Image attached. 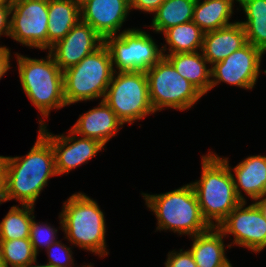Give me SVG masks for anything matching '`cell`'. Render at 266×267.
<instances>
[{"label":"cell","instance_id":"obj_4","mask_svg":"<svg viewBox=\"0 0 266 267\" xmlns=\"http://www.w3.org/2000/svg\"><path fill=\"white\" fill-rule=\"evenodd\" d=\"M21 87L41 117L39 127L46 125L51 110L66 107L63 71L48 52L46 58H30L15 53Z\"/></svg>","mask_w":266,"mask_h":267},{"label":"cell","instance_id":"obj_18","mask_svg":"<svg viewBox=\"0 0 266 267\" xmlns=\"http://www.w3.org/2000/svg\"><path fill=\"white\" fill-rule=\"evenodd\" d=\"M247 44L245 28L239 21L203 36L202 53L210 66L221 62Z\"/></svg>","mask_w":266,"mask_h":267},{"label":"cell","instance_id":"obj_13","mask_svg":"<svg viewBox=\"0 0 266 267\" xmlns=\"http://www.w3.org/2000/svg\"><path fill=\"white\" fill-rule=\"evenodd\" d=\"M38 131L51 143L54 154L56 172L58 175L68 174L70 171L87 164L97 153L105 150L99 141L82 137L69 129L68 135L52 134L47 124L40 126Z\"/></svg>","mask_w":266,"mask_h":267},{"label":"cell","instance_id":"obj_10","mask_svg":"<svg viewBox=\"0 0 266 267\" xmlns=\"http://www.w3.org/2000/svg\"><path fill=\"white\" fill-rule=\"evenodd\" d=\"M49 0H17L11 3L10 35L29 48L48 50Z\"/></svg>","mask_w":266,"mask_h":267},{"label":"cell","instance_id":"obj_15","mask_svg":"<svg viewBox=\"0 0 266 267\" xmlns=\"http://www.w3.org/2000/svg\"><path fill=\"white\" fill-rule=\"evenodd\" d=\"M130 12V0H88L80 7V20L89 24L104 40L121 33Z\"/></svg>","mask_w":266,"mask_h":267},{"label":"cell","instance_id":"obj_7","mask_svg":"<svg viewBox=\"0 0 266 267\" xmlns=\"http://www.w3.org/2000/svg\"><path fill=\"white\" fill-rule=\"evenodd\" d=\"M123 124L155 114L144 71L114 72L103 99Z\"/></svg>","mask_w":266,"mask_h":267},{"label":"cell","instance_id":"obj_12","mask_svg":"<svg viewBox=\"0 0 266 267\" xmlns=\"http://www.w3.org/2000/svg\"><path fill=\"white\" fill-rule=\"evenodd\" d=\"M264 53L247 43L221 62L211 66V90L221 82L252 90L257 83Z\"/></svg>","mask_w":266,"mask_h":267},{"label":"cell","instance_id":"obj_22","mask_svg":"<svg viewBox=\"0 0 266 267\" xmlns=\"http://www.w3.org/2000/svg\"><path fill=\"white\" fill-rule=\"evenodd\" d=\"M196 0L192 21L204 32L231 25L234 3L238 0Z\"/></svg>","mask_w":266,"mask_h":267},{"label":"cell","instance_id":"obj_16","mask_svg":"<svg viewBox=\"0 0 266 267\" xmlns=\"http://www.w3.org/2000/svg\"><path fill=\"white\" fill-rule=\"evenodd\" d=\"M230 169L234 179L235 192L241 201H246L245 195L255 201L266 196V156H248L235 167L229 165V158L221 157ZM242 191H244L242 193Z\"/></svg>","mask_w":266,"mask_h":267},{"label":"cell","instance_id":"obj_32","mask_svg":"<svg viewBox=\"0 0 266 267\" xmlns=\"http://www.w3.org/2000/svg\"><path fill=\"white\" fill-rule=\"evenodd\" d=\"M164 1L165 0H130V8L132 11L138 10L154 14Z\"/></svg>","mask_w":266,"mask_h":267},{"label":"cell","instance_id":"obj_9","mask_svg":"<svg viewBox=\"0 0 266 267\" xmlns=\"http://www.w3.org/2000/svg\"><path fill=\"white\" fill-rule=\"evenodd\" d=\"M156 43L141 28H127L118 35L104 39L114 72H146L163 57L161 47Z\"/></svg>","mask_w":266,"mask_h":267},{"label":"cell","instance_id":"obj_17","mask_svg":"<svg viewBox=\"0 0 266 267\" xmlns=\"http://www.w3.org/2000/svg\"><path fill=\"white\" fill-rule=\"evenodd\" d=\"M123 128L122 121L114 111L101 100L97 107L79 115L77 122L70 128L78 136L99 141L104 146Z\"/></svg>","mask_w":266,"mask_h":267},{"label":"cell","instance_id":"obj_34","mask_svg":"<svg viewBox=\"0 0 266 267\" xmlns=\"http://www.w3.org/2000/svg\"><path fill=\"white\" fill-rule=\"evenodd\" d=\"M5 202L4 198V176L3 170L0 164V205Z\"/></svg>","mask_w":266,"mask_h":267},{"label":"cell","instance_id":"obj_33","mask_svg":"<svg viewBox=\"0 0 266 267\" xmlns=\"http://www.w3.org/2000/svg\"><path fill=\"white\" fill-rule=\"evenodd\" d=\"M11 50L7 46L0 45V80L11 68Z\"/></svg>","mask_w":266,"mask_h":267},{"label":"cell","instance_id":"obj_36","mask_svg":"<svg viewBox=\"0 0 266 267\" xmlns=\"http://www.w3.org/2000/svg\"><path fill=\"white\" fill-rule=\"evenodd\" d=\"M36 264V265H35ZM26 267H53L51 265H48V264H44V265H38L37 264V260L32 262L31 264L27 265Z\"/></svg>","mask_w":266,"mask_h":267},{"label":"cell","instance_id":"obj_20","mask_svg":"<svg viewBox=\"0 0 266 267\" xmlns=\"http://www.w3.org/2000/svg\"><path fill=\"white\" fill-rule=\"evenodd\" d=\"M163 57L204 96L211 90V66L202 51L163 54Z\"/></svg>","mask_w":266,"mask_h":267},{"label":"cell","instance_id":"obj_6","mask_svg":"<svg viewBox=\"0 0 266 267\" xmlns=\"http://www.w3.org/2000/svg\"><path fill=\"white\" fill-rule=\"evenodd\" d=\"M111 56L103 43L78 64L63 71L64 99L67 106L105 97L113 75Z\"/></svg>","mask_w":266,"mask_h":267},{"label":"cell","instance_id":"obj_24","mask_svg":"<svg viewBox=\"0 0 266 267\" xmlns=\"http://www.w3.org/2000/svg\"><path fill=\"white\" fill-rule=\"evenodd\" d=\"M246 20L239 21L245 28L247 43L266 53V0H238Z\"/></svg>","mask_w":266,"mask_h":267},{"label":"cell","instance_id":"obj_21","mask_svg":"<svg viewBox=\"0 0 266 267\" xmlns=\"http://www.w3.org/2000/svg\"><path fill=\"white\" fill-rule=\"evenodd\" d=\"M48 50L80 21V7L72 0H49Z\"/></svg>","mask_w":266,"mask_h":267},{"label":"cell","instance_id":"obj_40","mask_svg":"<svg viewBox=\"0 0 266 267\" xmlns=\"http://www.w3.org/2000/svg\"><path fill=\"white\" fill-rule=\"evenodd\" d=\"M7 1H9L10 3H12V2L17 1V0H7Z\"/></svg>","mask_w":266,"mask_h":267},{"label":"cell","instance_id":"obj_1","mask_svg":"<svg viewBox=\"0 0 266 267\" xmlns=\"http://www.w3.org/2000/svg\"><path fill=\"white\" fill-rule=\"evenodd\" d=\"M5 202L35 206L50 178L58 176L51 143L38 131L37 140L24 156H2Z\"/></svg>","mask_w":266,"mask_h":267},{"label":"cell","instance_id":"obj_29","mask_svg":"<svg viewBox=\"0 0 266 267\" xmlns=\"http://www.w3.org/2000/svg\"><path fill=\"white\" fill-rule=\"evenodd\" d=\"M72 248L57 240L45 250L48 255L47 264L53 267H77L74 264ZM78 267H94V265L90 263Z\"/></svg>","mask_w":266,"mask_h":267},{"label":"cell","instance_id":"obj_11","mask_svg":"<svg viewBox=\"0 0 266 267\" xmlns=\"http://www.w3.org/2000/svg\"><path fill=\"white\" fill-rule=\"evenodd\" d=\"M246 205L247 201H242L218 228L225 238L233 235L230 247L236 245L260 253L266 249V219L254 201Z\"/></svg>","mask_w":266,"mask_h":267},{"label":"cell","instance_id":"obj_8","mask_svg":"<svg viewBox=\"0 0 266 267\" xmlns=\"http://www.w3.org/2000/svg\"><path fill=\"white\" fill-rule=\"evenodd\" d=\"M145 73L148 79L149 99L155 113L166 108L189 110L204 96L183 78L165 57Z\"/></svg>","mask_w":266,"mask_h":267},{"label":"cell","instance_id":"obj_37","mask_svg":"<svg viewBox=\"0 0 266 267\" xmlns=\"http://www.w3.org/2000/svg\"><path fill=\"white\" fill-rule=\"evenodd\" d=\"M75 4H77L79 7H81L84 3H86L88 0H72Z\"/></svg>","mask_w":266,"mask_h":267},{"label":"cell","instance_id":"obj_27","mask_svg":"<svg viewBox=\"0 0 266 267\" xmlns=\"http://www.w3.org/2000/svg\"><path fill=\"white\" fill-rule=\"evenodd\" d=\"M0 250L5 267H26L37 260L29 238L0 240Z\"/></svg>","mask_w":266,"mask_h":267},{"label":"cell","instance_id":"obj_30","mask_svg":"<svg viewBox=\"0 0 266 267\" xmlns=\"http://www.w3.org/2000/svg\"><path fill=\"white\" fill-rule=\"evenodd\" d=\"M164 265L165 267H197L189 249L168 252Z\"/></svg>","mask_w":266,"mask_h":267},{"label":"cell","instance_id":"obj_2","mask_svg":"<svg viewBox=\"0 0 266 267\" xmlns=\"http://www.w3.org/2000/svg\"><path fill=\"white\" fill-rule=\"evenodd\" d=\"M201 159V177L191 184L204 220L210 227H218L242 201L236 195L232 172L221 156L209 150Z\"/></svg>","mask_w":266,"mask_h":267},{"label":"cell","instance_id":"obj_31","mask_svg":"<svg viewBox=\"0 0 266 267\" xmlns=\"http://www.w3.org/2000/svg\"><path fill=\"white\" fill-rule=\"evenodd\" d=\"M10 13H11V3L4 0L0 4V37L10 35Z\"/></svg>","mask_w":266,"mask_h":267},{"label":"cell","instance_id":"obj_23","mask_svg":"<svg viewBox=\"0 0 266 267\" xmlns=\"http://www.w3.org/2000/svg\"><path fill=\"white\" fill-rule=\"evenodd\" d=\"M162 34L166 41L165 45L162 44L161 47L162 54L198 52L202 50L204 32L193 21L170 27Z\"/></svg>","mask_w":266,"mask_h":267},{"label":"cell","instance_id":"obj_38","mask_svg":"<svg viewBox=\"0 0 266 267\" xmlns=\"http://www.w3.org/2000/svg\"><path fill=\"white\" fill-rule=\"evenodd\" d=\"M0 267H5L4 263H3V258H2V255H1V250H0Z\"/></svg>","mask_w":266,"mask_h":267},{"label":"cell","instance_id":"obj_5","mask_svg":"<svg viewBox=\"0 0 266 267\" xmlns=\"http://www.w3.org/2000/svg\"><path fill=\"white\" fill-rule=\"evenodd\" d=\"M145 205L157 218L156 231H172L190 237L207 231L198 199L191 183L161 194L141 193Z\"/></svg>","mask_w":266,"mask_h":267},{"label":"cell","instance_id":"obj_35","mask_svg":"<svg viewBox=\"0 0 266 267\" xmlns=\"http://www.w3.org/2000/svg\"><path fill=\"white\" fill-rule=\"evenodd\" d=\"M260 208V210L262 211L265 219H266V196L260 198V199H257L254 201Z\"/></svg>","mask_w":266,"mask_h":267},{"label":"cell","instance_id":"obj_25","mask_svg":"<svg viewBox=\"0 0 266 267\" xmlns=\"http://www.w3.org/2000/svg\"><path fill=\"white\" fill-rule=\"evenodd\" d=\"M196 0H165L154 13L151 27L154 33H163L170 27L193 19Z\"/></svg>","mask_w":266,"mask_h":267},{"label":"cell","instance_id":"obj_39","mask_svg":"<svg viewBox=\"0 0 266 267\" xmlns=\"http://www.w3.org/2000/svg\"><path fill=\"white\" fill-rule=\"evenodd\" d=\"M225 267H233L231 263H228Z\"/></svg>","mask_w":266,"mask_h":267},{"label":"cell","instance_id":"obj_28","mask_svg":"<svg viewBox=\"0 0 266 267\" xmlns=\"http://www.w3.org/2000/svg\"><path fill=\"white\" fill-rule=\"evenodd\" d=\"M58 230L51 224L37 222L35 216L32 218V224L29 233V239L36 255L38 256L39 248H47L57 241Z\"/></svg>","mask_w":266,"mask_h":267},{"label":"cell","instance_id":"obj_19","mask_svg":"<svg viewBox=\"0 0 266 267\" xmlns=\"http://www.w3.org/2000/svg\"><path fill=\"white\" fill-rule=\"evenodd\" d=\"M189 248L197 267H225L229 261L226 256L224 234L218 227H210L207 231L191 237Z\"/></svg>","mask_w":266,"mask_h":267},{"label":"cell","instance_id":"obj_3","mask_svg":"<svg viewBox=\"0 0 266 267\" xmlns=\"http://www.w3.org/2000/svg\"><path fill=\"white\" fill-rule=\"evenodd\" d=\"M59 220L64 239H68L71 245L101 258L109 254L105 239V214L96 200L84 192L74 193L63 202Z\"/></svg>","mask_w":266,"mask_h":267},{"label":"cell","instance_id":"obj_14","mask_svg":"<svg viewBox=\"0 0 266 267\" xmlns=\"http://www.w3.org/2000/svg\"><path fill=\"white\" fill-rule=\"evenodd\" d=\"M104 43L103 38L87 23L79 21L48 52L62 71L78 64Z\"/></svg>","mask_w":266,"mask_h":267},{"label":"cell","instance_id":"obj_26","mask_svg":"<svg viewBox=\"0 0 266 267\" xmlns=\"http://www.w3.org/2000/svg\"><path fill=\"white\" fill-rule=\"evenodd\" d=\"M32 205H14L0 222V240L29 238L32 218Z\"/></svg>","mask_w":266,"mask_h":267}]
</instances>
